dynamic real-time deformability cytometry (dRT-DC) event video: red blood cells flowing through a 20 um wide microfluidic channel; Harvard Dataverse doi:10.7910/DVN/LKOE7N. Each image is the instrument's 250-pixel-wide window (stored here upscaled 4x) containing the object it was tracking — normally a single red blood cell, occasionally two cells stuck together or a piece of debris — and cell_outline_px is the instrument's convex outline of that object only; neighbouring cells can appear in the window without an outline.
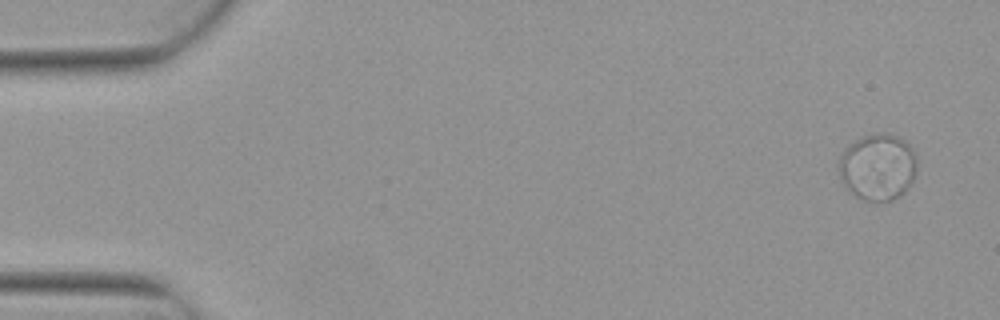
{"species": "Egyptian fruit bat (a non-hibernating species)", "species_latin": "Rousettus aegyptiacus", "temperature_condition": "warm", "stored_images_in_passage": 8, "camera_frame_rate_fps": 3000, "um_per_image_px": 0.085, "animal": {"sex": "female"}, "frame": {"image": 1, "passage_image": 1, "time_ms": 0.0, "image_size_px": [1000, 320], "cell_outline_px": [[916, 168], [912, 180], [904, 192], [892, 200], [864, 200], [848, 192], [840, 176], [840, 156], [844, 148], [848, 144], [864, 136], [876, 132], [888, 132], [900, 136], [912, 148], [916, 156]], "centroid_in_image_um": [74.61, 14.15], "position_along_channel_um": 10.4, "area_um2": 30.35}}
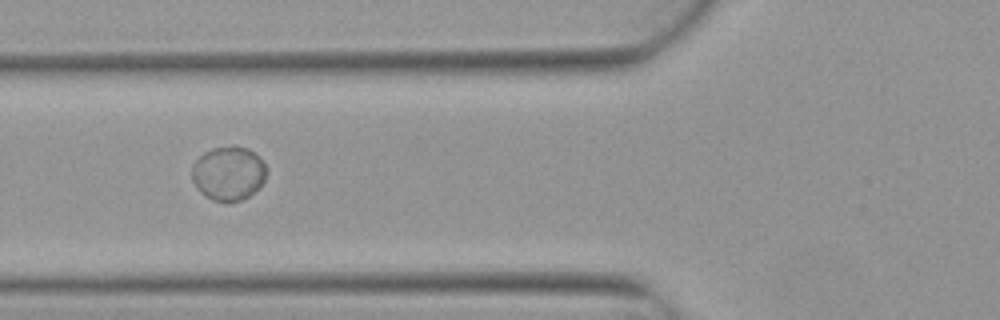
{"frame": {"image": 2, "passage_image": 6, "time_ms": 1.667, "image_size_px": [1000, 320], "cell_outline_px": [[264, 180], [260, 188], [248, 196], [240, 200], [212, 200], [200, 192], [196, 188], [192, 180], [192, 164], [204, 152], [212, 148], [232, 144], [248, 148], [260, 156], [264, 164]], "centroid_in_image_um": [19.4, 14.69], "position_along_channel_um": 106.4, "area_um2": 23.52}}
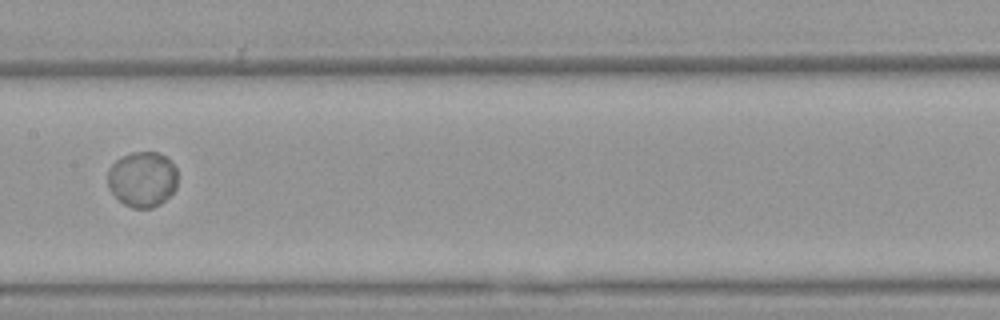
{"frame": {"image": 3, "passage_image": 8, "time_ms": 2.333, "image_size_px": [1000, 320], "cell_outline_px": [[176, 188], [160, 204], [152, 208], [132, 208], [124, 204], [108, 188], [108, 168], [116, 160], [132, 152], [156, 152], [164, 156], [176, 168]], "centroid_in_image_um": [12.08, 15.24], "position_along_channel_um": 195.3, "area_um2": 22.37}}